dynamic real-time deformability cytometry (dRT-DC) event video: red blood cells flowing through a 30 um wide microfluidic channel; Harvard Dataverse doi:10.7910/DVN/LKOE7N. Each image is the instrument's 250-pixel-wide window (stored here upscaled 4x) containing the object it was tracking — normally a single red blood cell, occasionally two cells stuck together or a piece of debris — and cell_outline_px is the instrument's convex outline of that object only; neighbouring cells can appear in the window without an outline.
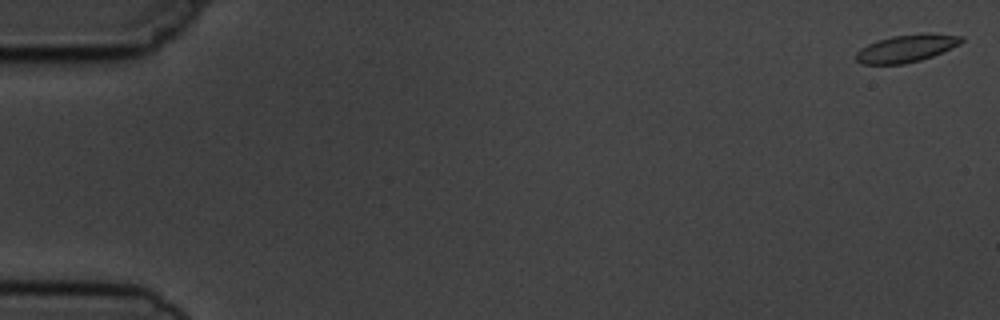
{"species": "common noctule bat (a hibernating species)", "species_latin": "Nyctalus noctula", "temperature_condition": "cold", "stored_images_in_passage": 8, "camera_frame_rate_fps": 3000, "um_per_image_px": 0.085, "animal": {"sex": "male", "body_mass_g": 19.5, "forearm_length_mm": 54.6}, "frame": {"image": 1, "passage_image": 1, "time_ms": 0.0, "image_size_px": [1000, 320], "cell_outline_px": [[964, 40], [960, 44], [932, 56], [920, 60], [904, 64], [860, 64], [856, 60], [856, 52], [860, 48], [876, 40], [892, 36], [924, 32], [928, 32], [964, 36]], "centroid_in_image_um": [77.05, 4.09], "position_along_channel_um": 8.0, "area_um2": 17.11}}
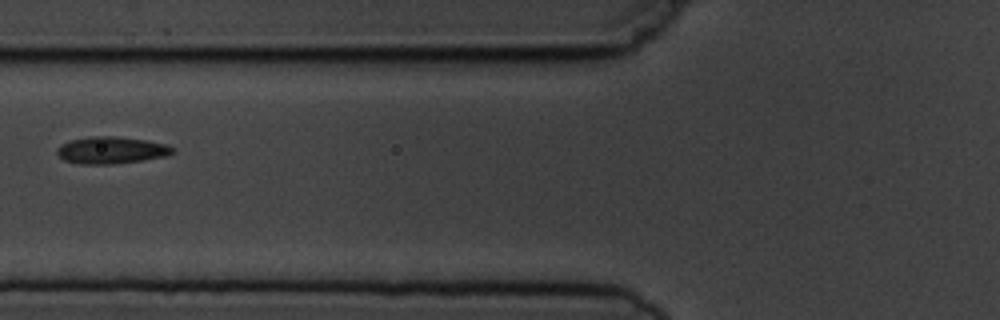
{"frame": {"image": 2, "passage_image": 7, "time_ms": 7.0, "image_size_px": [1000, 320], "cell_outline_px": [[172, 152], [164, 156], [140, 160], [112, 164], [80, 164], [64, 160], [56, 152], [56, 148], [60, 144], [72, 140], [88, 136], [116, 136], [144, 140], [168, 144], [172, 148]], "centroid_in_image_um": [9.39, 12.76], "position_along_channel_um": 116.4, "area_um2": 17.98}}
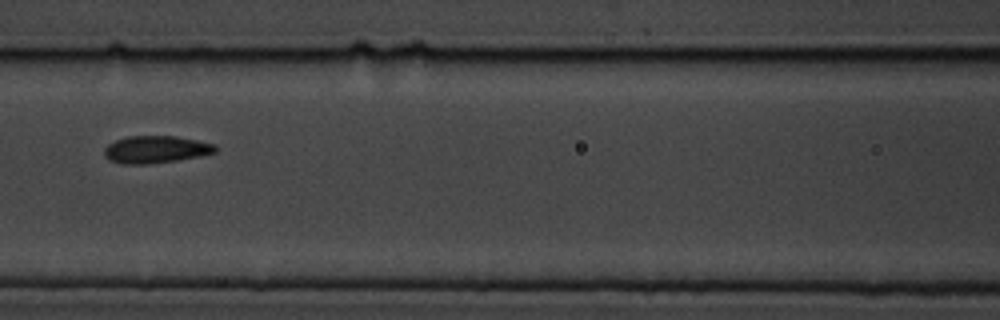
{"frame": {"image": 3, "passage_image": 8, "time_ms": 8.0, "image_size_px": [1000, 320], "cell_outline_px": [[216, 152], [200, 156], [176, 160], [148, 164], [124, 164], [108, 160], [104, 156], [104, 148], [108, 144], [116, 140], [128, 136], [176, 136], [216, 144]], "centroid_in_image_um": [13.22, 12.7], "position_along_channel_um": 153.4, "area_um2": 17.69}}